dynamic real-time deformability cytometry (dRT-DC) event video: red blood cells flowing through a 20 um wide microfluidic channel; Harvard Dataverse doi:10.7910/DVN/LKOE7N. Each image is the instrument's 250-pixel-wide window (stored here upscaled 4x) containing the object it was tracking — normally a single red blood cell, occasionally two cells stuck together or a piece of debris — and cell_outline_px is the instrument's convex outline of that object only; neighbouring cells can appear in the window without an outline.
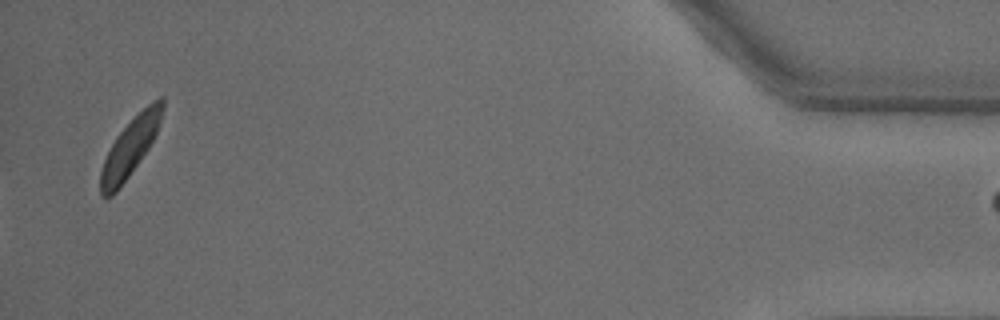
{"species": "common noctule bat (a hibernating species)", "species_latin": "Nyctalus noctula", "temperature_condition": "warm", "stored_images_in_passage": 42, "camera_frame_rate_fps": 3000, "um_per_image_px": 0.085, "animal": {"sex": "male", "body_mass_g": 18.8}, "frame": {"image": 1, "passage_image": 42, "time_ms": 13.667, "image_size_px": [1000, 320], "cell_outline_px": [[164, 108], [156, 132], [148, 148], [128, 176], [116, 192], [112, 196], [100, 196], [100, 172], [104, 160], [116, 136], [152, 100], [160, 96], [164, 96]], "centroid_in_image_um": [11.05, 12.51], "position_along_channel_um": 424.1, "area_um2": 20.23}}